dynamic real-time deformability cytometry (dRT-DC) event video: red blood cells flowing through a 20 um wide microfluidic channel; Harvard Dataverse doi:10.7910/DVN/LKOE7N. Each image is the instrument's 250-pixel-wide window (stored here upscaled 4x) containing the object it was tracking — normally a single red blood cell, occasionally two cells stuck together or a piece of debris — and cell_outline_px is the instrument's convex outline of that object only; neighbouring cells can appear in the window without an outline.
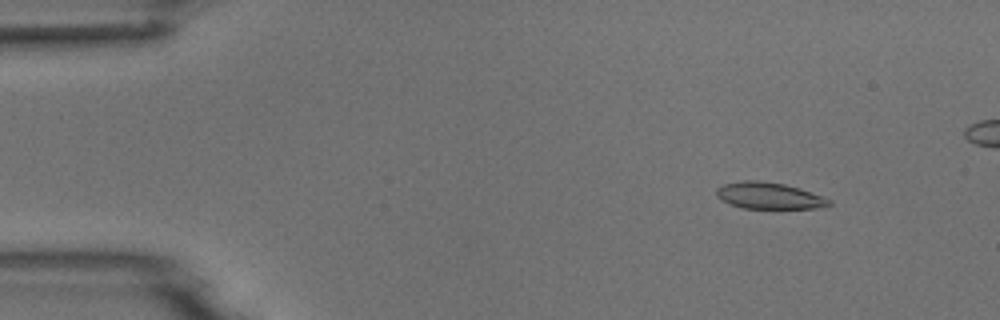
{"species": "common noctule bat (a hibernating species)", "species_latin": "Nyctalus noctula", "temperature_condition": "room temperature", "stored_images_in_passage": 5, "camera_frame_rate_fps": 3000, "um_per_image_px": 0.085, "animal": {"sex": "male", "body_mass_g": 18.8}, "frame": {"image": 1, "passage_image": 1, "time_ms": 0.0, "image_size_px": [1000, 320], "cell_outline_px": [[832, 204], [816, 208], [744, 208], [720, 200], [716, 196], [716, 188], [724, 184], [744, 180], [756, 180], [784, 184], [800, 188], [832, 200]], "centroid_in_image_um": [65.35, 16.63], "position_along_channel_um": 19.6, "area_um2": 17.28}}